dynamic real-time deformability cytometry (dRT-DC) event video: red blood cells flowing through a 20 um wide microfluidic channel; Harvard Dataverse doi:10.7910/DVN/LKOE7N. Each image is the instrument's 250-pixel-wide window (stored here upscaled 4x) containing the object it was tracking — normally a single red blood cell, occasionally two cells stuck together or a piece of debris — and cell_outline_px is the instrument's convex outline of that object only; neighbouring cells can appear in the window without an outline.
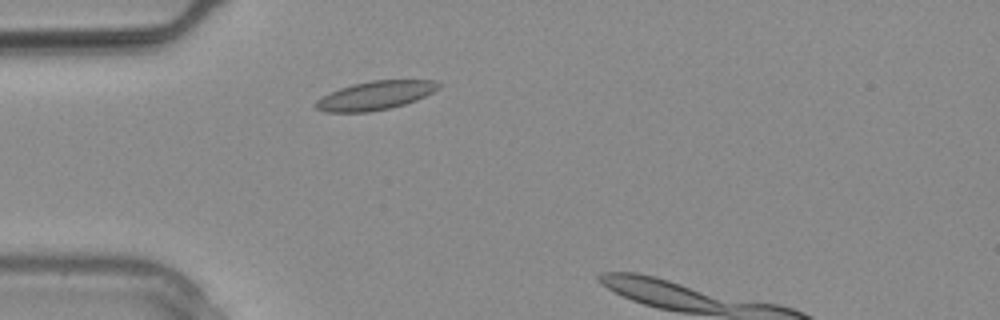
{"species": "common noctule bat (a hibernating species)", "species_latin": "Nyctalus noctula", "temperature_condition": "warm", "stored_images_in_passage": 4, "camera_frame_rate_fps": 3000, "um_per_image_px": 0.085, "animal": {"sex": "male", "body_mass_g": 20.4}, "frame": {"image": 1, "passage_image": 1, "time_ms": 0.0, "image_size_px": [1000, 320], "cell_outline_px": [[440, 88], [416, 100], [404, 104], [388, 108], [368, 112], [324, 112], [316, 108], [316, 100], [340, 88], [352, 84], [372, 80], [432, 80], [440, 84]], "centroid_in_image_um": [31.9, 8.11], "position_along_channel_um": 53.1, "area_um2": 20.23}}